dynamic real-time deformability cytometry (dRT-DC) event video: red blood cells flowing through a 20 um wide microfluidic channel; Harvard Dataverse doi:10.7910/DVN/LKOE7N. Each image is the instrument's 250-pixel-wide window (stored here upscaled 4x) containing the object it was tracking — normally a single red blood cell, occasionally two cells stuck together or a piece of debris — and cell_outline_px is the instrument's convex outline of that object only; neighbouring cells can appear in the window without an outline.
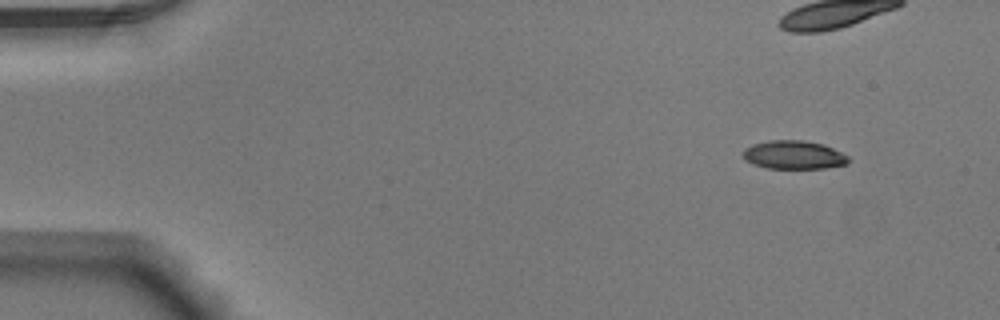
{"species": "Egyptian fruit bat (a non-hibernating species)", "species_latin": "Rousettus aegyptiacus", "temperature_condition": "warm", "stored_images_in_passage": 49, "camera_frame_rate_fps": 3000, "um_per_image_px": 0.085, "animal": {"sex": "male"}, "frame": {"image": 1, "passage_image": 1, "time_ms": 0.0, "image_size_px": [1000, 320], "cell_outline_px": [[848, 164], [824, 168], [768, 168], [752, 164], [744, 160], [744, 148], [752, 144], [772, 140], [804, 140], [824, 144], [848, 156]], "centroid_in_image_um": [67.46, 13.16], "position_along_channel_um": 17.5, "area_um2": 17.46}}
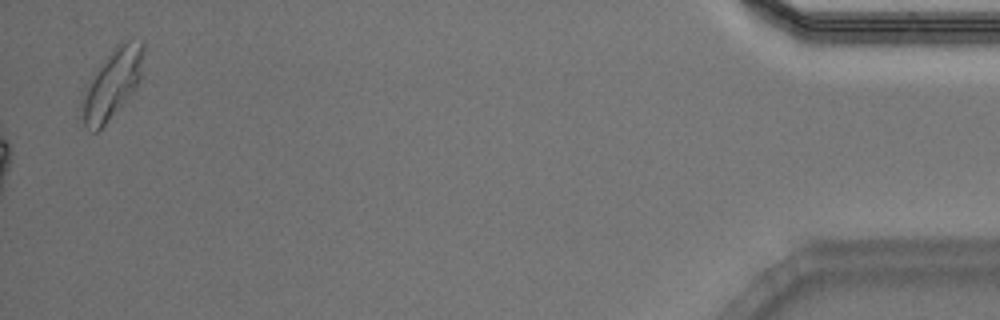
{"frame": {"image": 2, "passage_image": 49, "time_ms": 16.0, "image_size_px": [1000, 320], "cell_outline_px": [[144, 52], [140, 80], [136, 88], [108, 120], [96, 132], [92, 132], [84, 124], [80, 104], [80, 100], [88, 84], [104, 60], [116, 44], [128, 40], [144, 44]], "centroid_in_image_um": [9.53, 7.13], "position_along_channel_um": 425.7, "area_um2": 24.16}, "authors_computed_cell_mechanics": {"area_um2": 19.074, "velocity_mm_per_s": 3.9323, "shape_relaxation_time_tau1_ms": 9.0114, "shape_relaxation_time_tau2_ms": 1.8663, "deformation_change_tau1": 0.2118, "deformation_change_tau2": 0.0963}}